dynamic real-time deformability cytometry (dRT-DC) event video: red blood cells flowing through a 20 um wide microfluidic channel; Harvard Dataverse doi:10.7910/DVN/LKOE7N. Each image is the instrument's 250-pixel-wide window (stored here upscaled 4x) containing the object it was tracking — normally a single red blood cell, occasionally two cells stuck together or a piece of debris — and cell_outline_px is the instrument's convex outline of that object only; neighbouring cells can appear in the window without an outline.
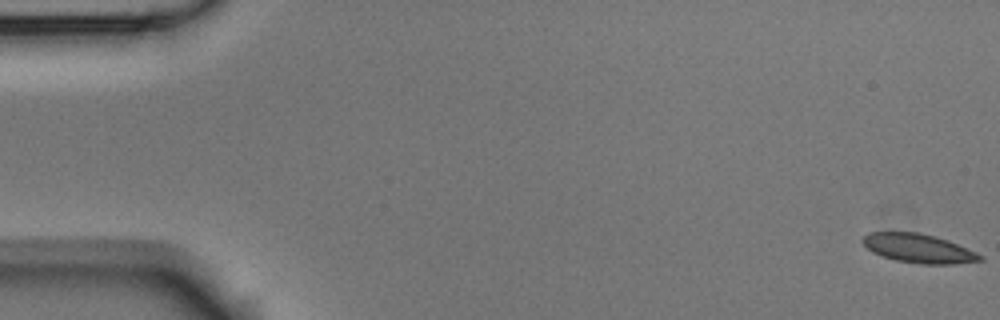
{"species": "Egyptian fruit bat (a non-hibernating species)", "species_latin": "Rousettus aegyptiacus", "temperature_condition": "room temperature", "stored_images_in_passage": 5, "segment_of_instrument_passage": [1, 2], "camera_frame_rate_fps": 3000, "um_per_image_px": 0.085, "animal": {"sex": "male"}, "frame": {"image": 1, "passage_image": 1, "time_ms": 0.0, "image_size_px": [1000, 320], "cell_outline_px": [[984, 260], [956, 264], [920, 264], [896, 260], [872, 252], [860, 240], [868, 232], [916, 232], [936, 236], [948, 240], [976, 252], [984, 256]], "centroid_in_image_um": [78.1, 21.11], "position_along_channel_um": 6.9, "area_um2": 19.83}}